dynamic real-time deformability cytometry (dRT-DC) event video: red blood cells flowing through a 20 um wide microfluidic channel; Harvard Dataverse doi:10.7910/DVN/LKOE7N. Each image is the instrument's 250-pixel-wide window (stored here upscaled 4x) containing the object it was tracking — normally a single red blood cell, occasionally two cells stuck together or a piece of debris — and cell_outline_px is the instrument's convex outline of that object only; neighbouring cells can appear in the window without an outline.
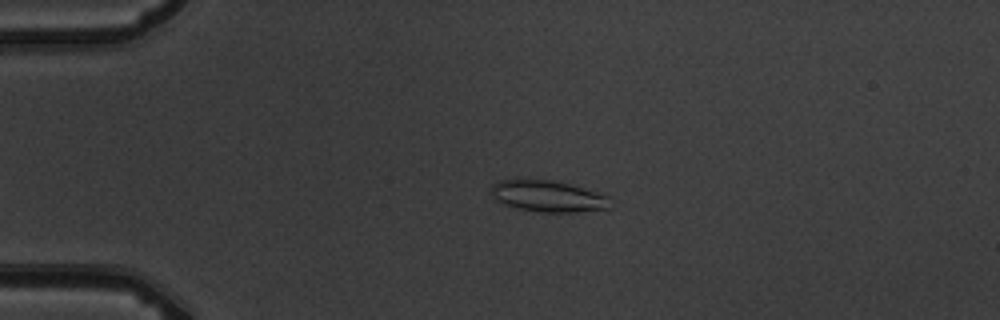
{"species": "common noctule bat (a hibernating species)", "species_latin": "Nyctalus noctula", "temperature_condition": "warm", "stored_images_in_passage": 6, "camera_frame_rate_fps": 3000, "um_per_image_px": 0.085, "animal": {"sex": "male", "body_mass_g": 19.5, "forearm_length_mm": 54.6}, "frame": {"image": 1, "passage_image": 4, "time_ms": 3.667, "image_size_px": [1000, 320], "cell_outline_px": [[612, 208], [576, 212], [540, 212], [520, 208], [504, 204], [496, 200], [492, 196], [492, 184], [500, 180], [552, 180], [572, 184], [608, 196]], "centroid_in_image_um": [46.61, 16.68], "position_along_channel_um": 38.4, "area_um2": 21.62}}
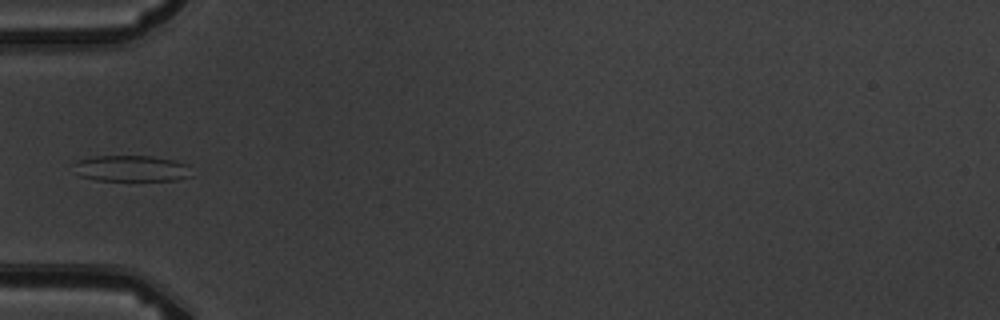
{"frame": {"image": 2, "passage_image": 5, "time_ms": 5.667, "image_size_px": [1000, 320], "cell_outline_px": [[192, 176], [176, 180], [96, 180], [80, 176], [76, 164], [76, 160], [96, 156], [152, 156], [176, 160], [188, 164]], "centroid_in_image_um": [11.25, 14.31], "position_along_channel_um": 73.8, "area_um2": 17.8}}
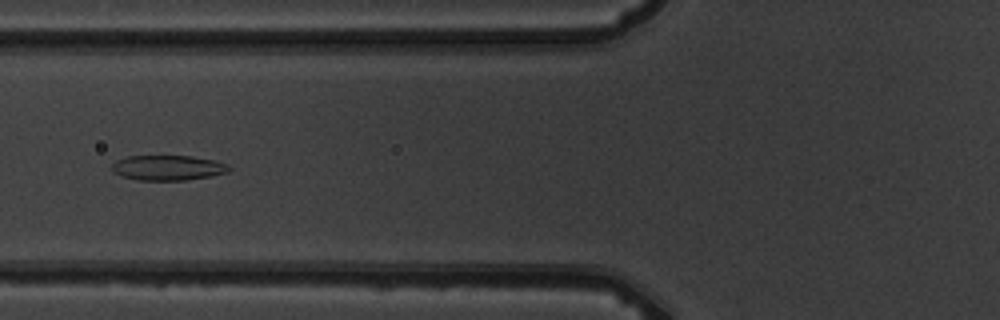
{"frame": {"image": 3, "passage_image": 6, "time_ms": 6.667, "image_size_px": [1000, 320], "cell_outline_px": [[232, 168], [228, 172], [208, 176], [184, 180], [140, 180], [120, 176], [112, 172], [112, 164], [116, 160], [128, 156], [192, 156], [216, 160], [228, 164]], "centroid_in_image_um": [14.27, 14.25], "position_along_channel_um": 111.5, "area_um2": 17.17}}